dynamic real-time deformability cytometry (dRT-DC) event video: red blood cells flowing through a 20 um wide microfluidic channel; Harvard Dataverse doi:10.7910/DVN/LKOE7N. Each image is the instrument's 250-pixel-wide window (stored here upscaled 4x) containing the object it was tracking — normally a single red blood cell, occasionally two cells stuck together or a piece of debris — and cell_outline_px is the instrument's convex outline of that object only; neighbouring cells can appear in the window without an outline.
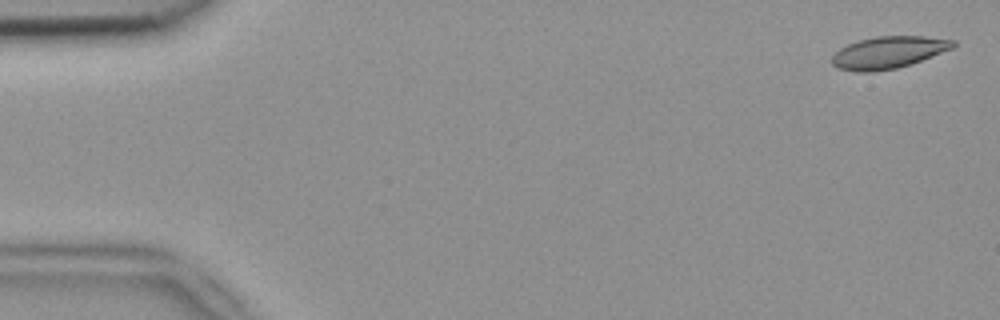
{"species": "common noctule bat (a hibernating species)", "species_latin": "Nyctalus noctula", "temperature_condition": "room temperature", "stored_images_in_passage": 4, "camera_frame_rate_fps": 3000, "um_per_image_px": 0.085, "animal": {"sex": "female", "body_mass_g": 18.4}, "frame": {"image": 1, "passage_image": 1, "time_ms": 0.0, "image_size_px": [1000, 320], "cell_outline_px": [[956, 44], [952, 48], [920, 60], [896, 68], [868, 72], [856, 72], [836, 68], [832, 64], [832, 56], [840, 48], [848, 44], [860, 40], [876, 36], [924, 36], [956, 40]], "centroid_in_image_um": [75.48, 4.45], "position_along_channel_um": 9.5, "area_um2": 22.37}}